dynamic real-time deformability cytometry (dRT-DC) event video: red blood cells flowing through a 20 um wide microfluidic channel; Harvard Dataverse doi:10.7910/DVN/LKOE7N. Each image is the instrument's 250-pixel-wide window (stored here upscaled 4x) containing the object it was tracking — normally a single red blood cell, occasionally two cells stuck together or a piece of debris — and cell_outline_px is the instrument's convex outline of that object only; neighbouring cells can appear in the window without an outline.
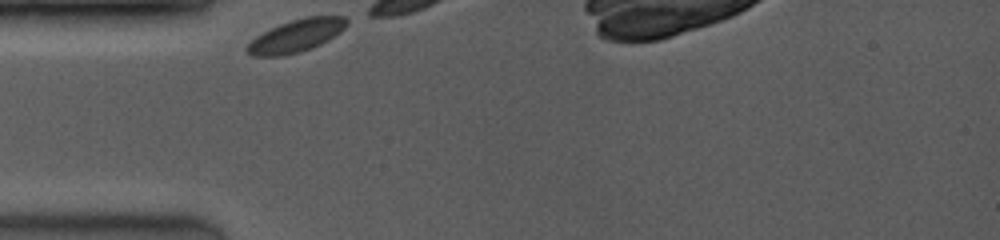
{"species": "common noctule bat (a hibernating species)", "species_latin": "Nyctalus noctula", "temperature_condition": "room temperature", "stored_images_in_passage": 4, "camera_frame_rate_fps": 3500, "um_per_image_px": 0.085, "animal": {"sex": "female", "body_mass_g": 19.0, "forearm_length_mm": 53.3}, "frame": {"image": 1, "passage_image": 1, "time_ms": 0.0, "image_size_px": [1000, 240], "cell_outline_px": [[348, 24], [340, 32], [328, 40], [312, 48], [300, 52], [284, 56], [252, 56], [244, 48], [256, 36], [280, 24], [292, 20], [308, 16], [344, 16], [348, 20]], "centroid_in_image_um": [25.19, 3.05], "position_along_channel_um": 59.8, "area_um2": 18.84}}